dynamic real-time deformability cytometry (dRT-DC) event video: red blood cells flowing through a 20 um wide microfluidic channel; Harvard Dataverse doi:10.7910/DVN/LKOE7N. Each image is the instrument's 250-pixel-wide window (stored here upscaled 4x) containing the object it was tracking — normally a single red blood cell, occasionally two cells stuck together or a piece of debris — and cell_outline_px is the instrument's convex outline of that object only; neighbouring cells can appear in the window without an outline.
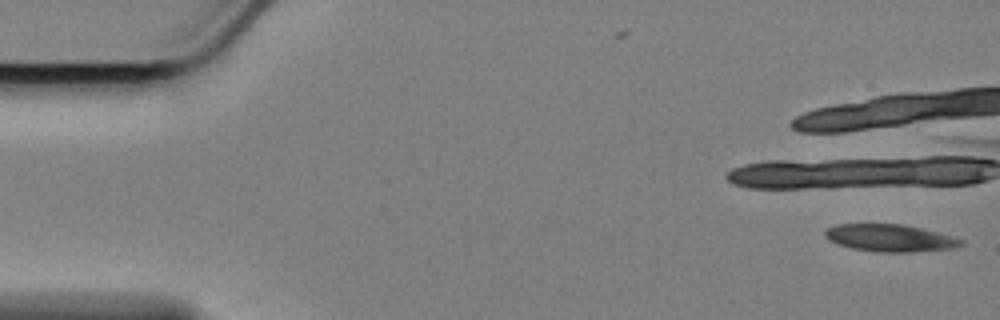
{"species": "Egyptian fruit bat (a non-hibernating species)", "species_latin": "Rousettus aegyptiacus", "temperature_condition": "cold", "stored_images_in_passage": 2, "camera_frame_rate_fps": 3000, "um_per_image_px": 0.085, "animal": {"sex": "female"}, "frame": {"image": 1, "passage_image": 2, "time_ms": 0.333, "image_size_px": [1000, 320], "cell_outline_px": [[964, 244], [952, 248], [912, 252], [876, 252], [852, 248], [828, 240], [824, 236], [824, 232], [828, 228], [836, 224], [900, 224], [920, 228], [936, 232], [964, 240]], "centroid_in_image_um": [75.62, 20.23], "position_along_channel_um": 9.4, "area_um2": 21.39}}